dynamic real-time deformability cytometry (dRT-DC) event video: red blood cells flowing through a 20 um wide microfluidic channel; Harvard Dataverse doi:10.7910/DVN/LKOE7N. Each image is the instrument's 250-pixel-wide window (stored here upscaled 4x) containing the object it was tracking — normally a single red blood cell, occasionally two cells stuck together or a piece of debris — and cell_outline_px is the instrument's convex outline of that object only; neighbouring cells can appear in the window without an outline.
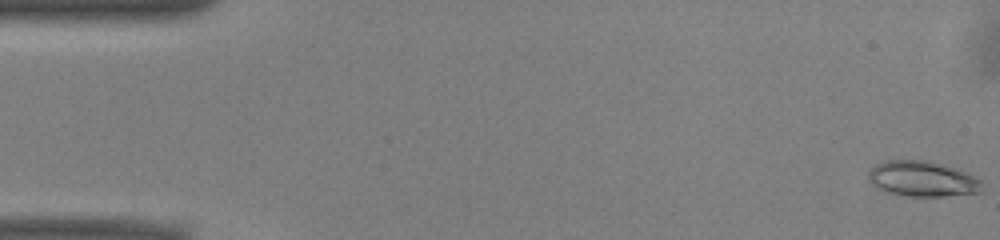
{"species": "common noctule bat (a hibernating species)", "species_latin": "Nyctalus noctula", "temperature_condition": "warm", "stored_images_in_passage": 52, "camera_frame_rate_fps": 3000, "um_per_image_px": 0.085, "animal": {"sex": "male", "body_mass_g": 13.0, "forearm_length_mm": 53.1}, "frame": {"image": 1, "passage_image": 1, "time_ms": 0.0, "image_size_px": [1000, 240], "cell_outline_px": [[984, 192], [944, 196], [908, 196], [888, 192], [876, 188], [868, 180], [868, 172], [876, 164], [884, 160], [928, 160], [956, 168], [980, 180]], "centroid_in_image_um": [78.38, 15.2], "position_along_channel_um": 6.6, "area_um2": 23.52}}
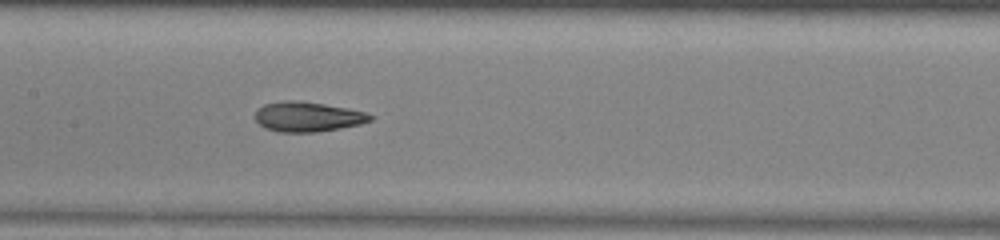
{"frame": {"image": 2, "passage_image": 25, "time_ms": 8.0, "image_size_px": [1000, 240], "cell_outline_px": [[376, 116], [372, 120], [360, 124], [340, 128], [316, 132], [280, 132], [264, 128], [256, 120], [256, 112], [264, 104], [284, 100], [300, 100], [348, 108], [364, 112]], "centroid_in_image_um": [26.17, 9.92], "position_along_channel_um": 181.2, "area_um2": 20.06}}
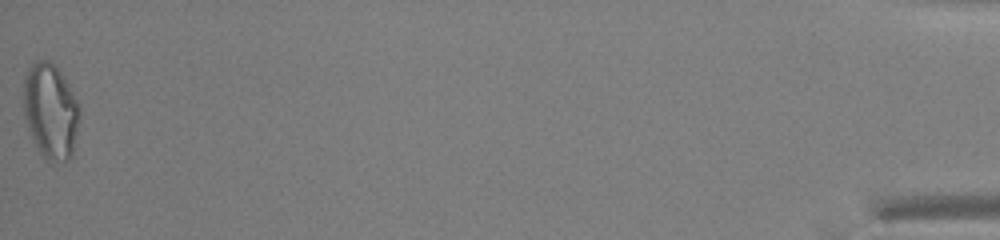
{"frame": {"image": 3, "passage_image": 52, "time_ms": 17.0, "image_size_px": [1000, 240], "cell_outline_px": [[80, 120], [72, 156], [68, 160], [48, 160], [40, 152], [28, 128], [24, 116], [24, 80], [28, 68], [32, 64], [40, 60], [48, 60], [64, 76], [80, 108]], "centroid_in_image_um": [4.32, 9.44], "position_along_channel_um": 430.9, "area_um2": 30.75}, "authors_computed_cell_mechanics": {"area_um2": 21.386, "velocity_mm_per_s": 3.9663, "shape_relaxation_time_tau1_ms": 10.1265, "shape_relaxation_time_tau2_ms": 1.8577, "deformation_change_tau1": 0.2522, "deformation_change_tau2": 0.0916}}